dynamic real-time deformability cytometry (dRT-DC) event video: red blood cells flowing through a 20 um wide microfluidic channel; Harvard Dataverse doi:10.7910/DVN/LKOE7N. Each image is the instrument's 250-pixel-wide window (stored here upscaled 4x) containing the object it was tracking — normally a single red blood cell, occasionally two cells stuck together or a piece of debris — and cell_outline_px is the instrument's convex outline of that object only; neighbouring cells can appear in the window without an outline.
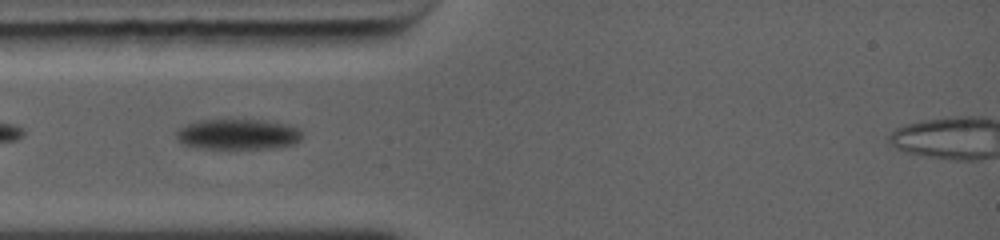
{"species": "common noctule bat (a hibernating species)", "species_latin": "Nyctalus noctula", "temperature_condition": "warm", "stored_images_in_passage": 13, "camera_frame_rate_fps": 5000, "um_per_image_px": 0.085, "animal": {"sex": "female", "body_mass_g": 19.0, "forearm_length_mm": 56.7}, "frame": {"image": 1, "passage_image": 1, "time_ms": 0.0, "image_size_px": [1000, 240], "cell_outline_px": [[300, 140], [292, 144], [276, 148], [204, 148], [184, 144], [176, 136], [176, 132], [180, 128], [196, 120], [256, 120], [280, 124], [296, 128], [300, 132]], "centroid_in_image_um": [20.18, 11.42], "position_along_channel_um": 64.8, "area_um2": 21.68}}
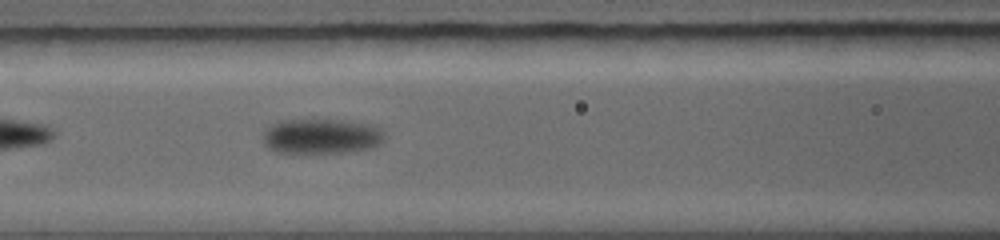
{"frame": {"image": 2, "passage_image": 6, "time_ms": 1.8, "image_size_px": [1000, 240], "cell_outline_px": [[380, 144], [376, 148], [348, 152], [276, 152], [268, 148], [264, 144], [264, 132], [272, 124], [284, 120], [332, 120], [368, 124], [380, 128]], "centroid_in_image_um": [27.29, 11.6], "position_along_channel_um": 139.3, "area_um2": 24.28}}
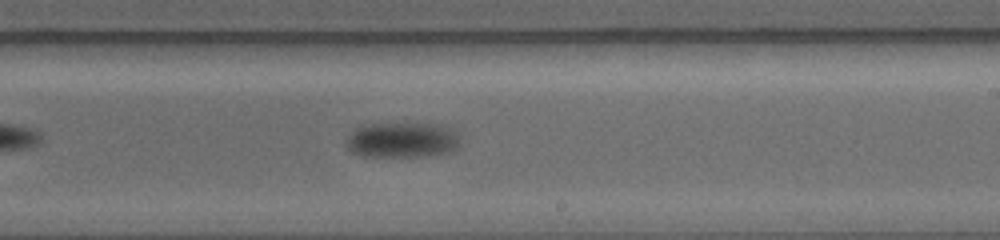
{"frame": {"image": 3, "passage_image": 13, "time_ms": 4.6, "image_size_px": [1000, 240], "cell_outline_px": [[456, 152], [428, 156], [360, 156], [352, 152], [348, 148], [348, 136], [352, 132], [360, 128], [372, 124], [424, 124], [440, 128], [456, 136]], "centroid_in_image_um": [34.1, 11.96], "position_along_channel_um": 254.9, "area_um2": 22.31}}